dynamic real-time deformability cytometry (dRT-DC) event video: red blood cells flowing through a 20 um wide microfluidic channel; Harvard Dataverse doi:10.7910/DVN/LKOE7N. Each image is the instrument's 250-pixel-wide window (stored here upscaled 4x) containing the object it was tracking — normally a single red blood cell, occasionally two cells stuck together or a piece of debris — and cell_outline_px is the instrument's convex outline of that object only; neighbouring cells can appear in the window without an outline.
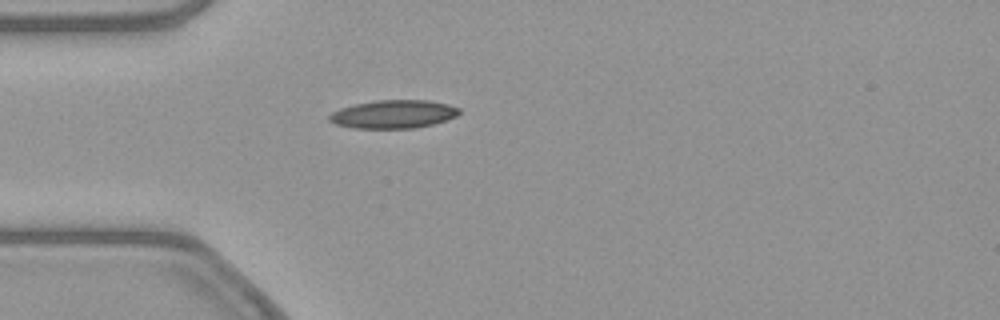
{"species": "common noctule bat (a hibernating species)", "species_latin": "Nyctalus noctula", "temperature_condition": "warm", "stored_images_in_passage": 39, "camera_frame_rate_fps": 3000, "um_per_image_px": 0.085, "animal": {"sex": "female", "body_mass_g": 21.9}, "frame": {"image": 1, "passage_image": 1, "time_ms": 0.0, "image_size_px": [1000, 320], "cell_outline_px": [[460, 112], [456, 116], [432, 124], [416, 128], [352, 128], [336, 124], [328, 120], [328, 116], [332, 112], [340, 108], [356, 104], [376, 100], [428, 100], [448, 104], [460, 108]], "centroid_in_image_um": [33.43, 9.7], "position_along_channel_um": 51.6, "area_um2": 21.33}}
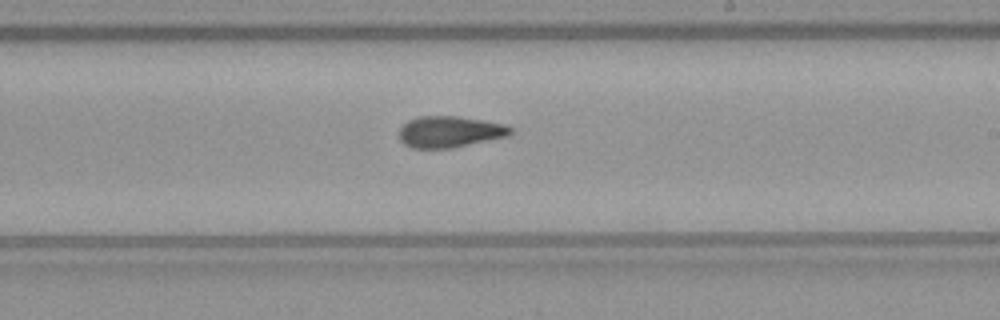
{"frame": {"image": 2, "passage_image": 17, "time_ms": 5.333, "image_size_px": [1000, 320], "cell_outline_px": [[512, 132], [508, 136], [452, 148], [412, 148], [404, 144], [400, 140], [400, 128], [408, 120], [420, 116], [456, 116], [504, 124], [512, 128]], "centroid_in_image_um": [38.21, 11.2], "position_along_channel_um": 250.8, "area_um2": 20.17}}
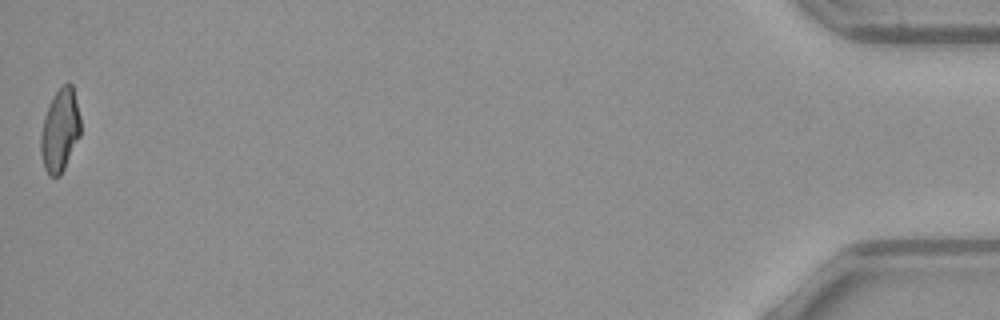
{"frame": {"image": 3, "passage_image": 39, "time_ms": 12.667, "image_size_px": [1000, 320], "cell_outline_px": [[80, 136], [60, 176], [48, 176], [44, 168], [40, 152], [40, 132], [44, 116], [48, 104], [52, 96], [68, 80], [72, 84], [80, 116]], "centroid_in_image_um": [5.08, 11.07], "position_along_channel_um": 430.1, "area_um2": 19.42}, "authors_computed_cell_mechanics": {"area_um2": 20.6346, "velocity_mm_per_s": 3.8623, "shape_relaxation_time_tau1_ms": null, "shape_relaxation_time_tau2_ms": 3.0989, "deformation_change_tau1": null, "deformation_change_tau2": 0.1015}}